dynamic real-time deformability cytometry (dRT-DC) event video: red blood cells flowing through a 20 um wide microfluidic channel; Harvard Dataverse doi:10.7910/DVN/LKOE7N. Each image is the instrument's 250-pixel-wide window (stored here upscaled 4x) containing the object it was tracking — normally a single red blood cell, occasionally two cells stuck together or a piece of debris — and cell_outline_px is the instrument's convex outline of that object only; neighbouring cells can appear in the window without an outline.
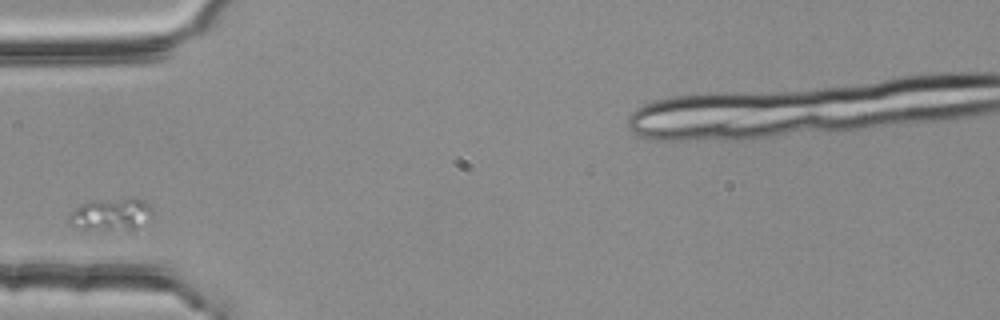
{"species": "common noctule bat (a hibernating species)", "species_latin": "Nyctalus noctula", "temperature_condition": "room temperature", "stored_images_in_passage": 2, "camera_frame_rate_fps": 3000, "um_per_image_px": 0.085, "animal": {"sex": "female", "body_mass_g": 25.1}, "frame": {"image": 1, "passage_image": 1, "time_ms": 0.0, "image_size_px": [1000, 320], "cell_outline_px": [[152, 216], [132, 232], [128, 232], [72, 228], [68, 224], [68, 216], [80, 204], [92, 200], [144, 200], [152, 208]], "centroid_in_image_um": [9.4, 18.3], "position_along_channel_um": 75.6, "area_um2": 16.01}}